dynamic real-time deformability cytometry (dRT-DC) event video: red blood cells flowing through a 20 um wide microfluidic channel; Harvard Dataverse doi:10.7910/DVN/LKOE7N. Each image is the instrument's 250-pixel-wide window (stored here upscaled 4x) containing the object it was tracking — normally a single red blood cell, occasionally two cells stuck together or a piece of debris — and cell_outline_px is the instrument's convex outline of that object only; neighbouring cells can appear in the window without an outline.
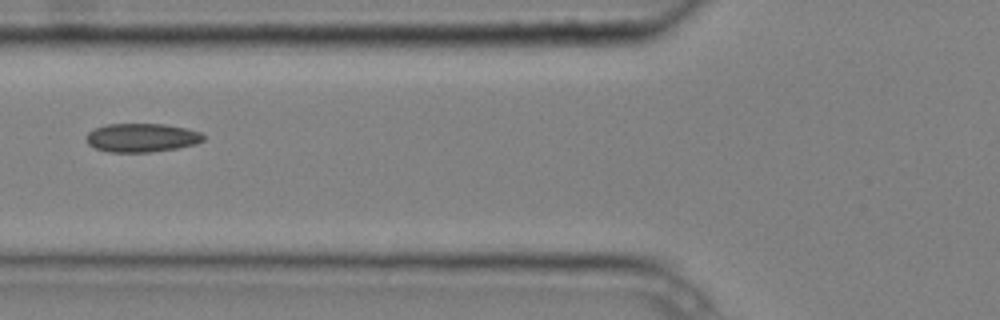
{"species": "common noctule bat (a hibernating species)", "species_latin": "Nyctalus noctula", "temperature_condition": "cold", "stored_images_in_passage": 9, "camera_frame_rate_fps": 3000, "um_per_image_px": 0.085, "animal": {"sex": "male", "body_mass_g": 20.4}, "frame": {"image": 1, "passage_image": 6, "time_ms": 1.667, "image_size_px": [1000, 320], "cell_outline_px": [[204, 140], [196, 144], [176, 148], [148, 152], [108, 152], [96, 148], [88, 144], [84, 136], [88, 132], [96, 128], [108, 124], [164, 124], [184, 128], [200, 132], [204, 136]], "centroid_in_image_um": [12.02, 11.7], "position_along_channel_um": 113.8, "area_um2": 19.48}}
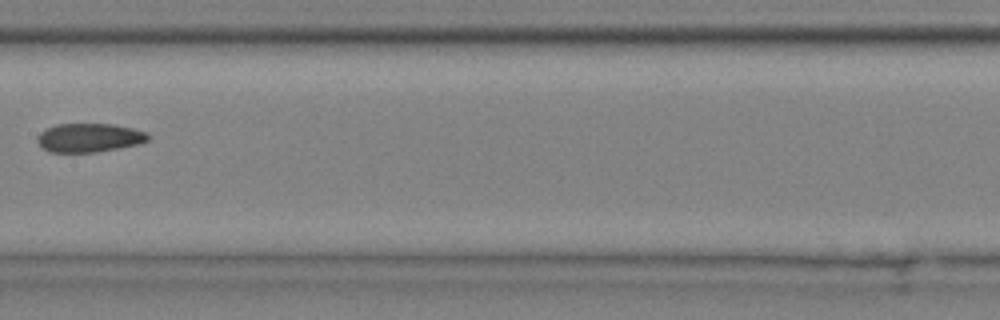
{"frame": {"image": 2, "passage_image": 8, "time_ms": 2.333, "image_size_px": [1000, 320], "cell_outline_px": [[152, 136], [148, 140], [140, 144], [96, 152], [48, 152], [36, 140], [40, 132], [56, 124], [112, 124], [132, 128], [148, 132]], "centroid_in_image_um": [7.63, 11.7], "position_along_channel_um": 199.8, "area_um2": 18.61}}
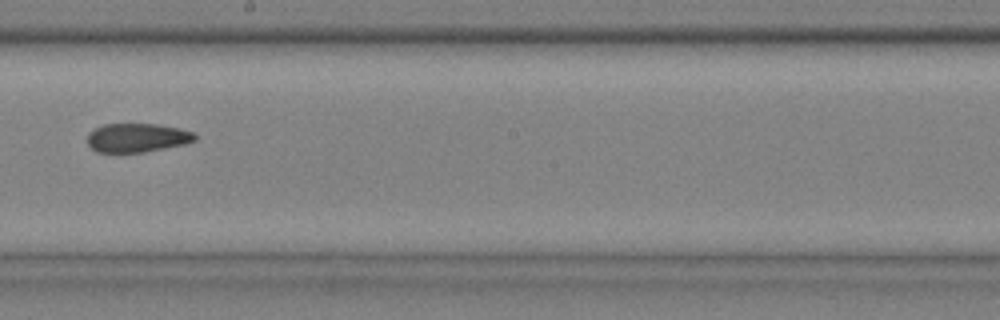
{"frame": {"image": 3, "passage_image": 9, "time_ms": 2.667, "image_size_px": [1000, 320], "cell_outline_px": [[196, 140], [184, 144], [144, 152], [96, 152], [88, 144], [88, 132], [104, 124], [156, 124], [180, 128], [192, 132], [196, 136]], "centroid_in_image_um": [11.65, 11.7], "position_along_channel_um": 236.6, "area_um2": 17.98}}